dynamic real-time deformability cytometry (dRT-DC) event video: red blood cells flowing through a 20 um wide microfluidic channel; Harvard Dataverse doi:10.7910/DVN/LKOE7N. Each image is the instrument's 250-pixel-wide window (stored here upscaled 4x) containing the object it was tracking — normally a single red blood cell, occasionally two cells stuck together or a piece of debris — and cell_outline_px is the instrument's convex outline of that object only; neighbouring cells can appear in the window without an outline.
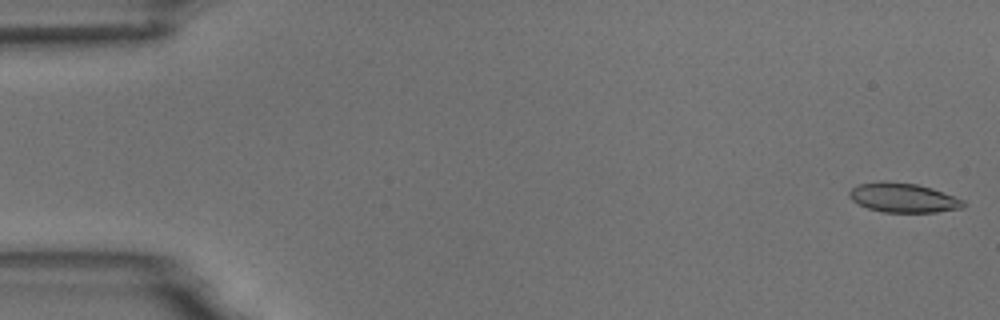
{"species": "common noctule bat (a hibernating species)", "species_latin": "Nyctalus noctula", "temperature_condition": "room temperature", "stored_images_in_passage": 54, "camera_frame_rate_fps": 3000, "um_per_image_px": 0.085, "animal": {"sex": "male", "body_mass_g": 18.8}, "frame": {"image": 1, "passage_image": 1, "time_ms": 0.0, "image_size_px": [1000, 320], "cell_outline_px": [[968, 204], [964, 208], [936, 212], [884, 212], [868, 208], [852, 200], [848, 196], [848, 192], [852, 188], [860, 184], [916, 184], [932, 188], [964, 200]], "centroid_in_image_um": [76.86, 16.86], "position_along_channel_um": 8.1, "area_um2": 18.79}}
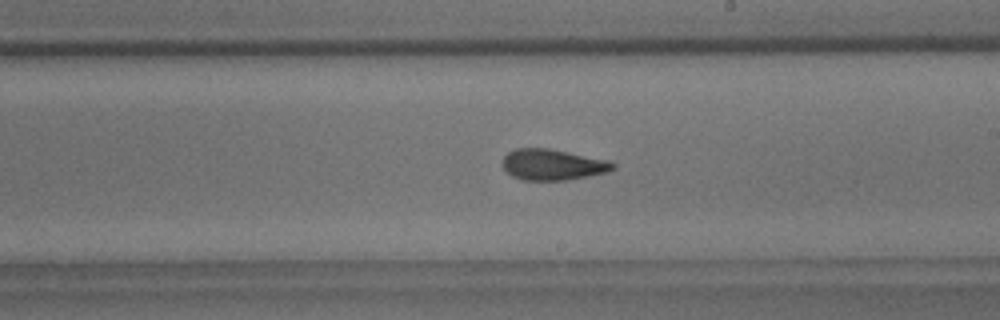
{"frame": {"image": 2, "passage_image": 31, "time_ms": 10.0, "image_size_px": [1000, 320], "cell_outline_px": [[616, 168], [608, 172], [588, 176], [564, 180], [520, 180], [512, 176], [504, 168], [504, 156], [508, 152], [516, 148], [548, 148], [608, 160], [616, 164]], "centroid_in_image_um": [46.99, 13.99], "position_along_channel_um": 242.0, "area_um2": 19.83}}
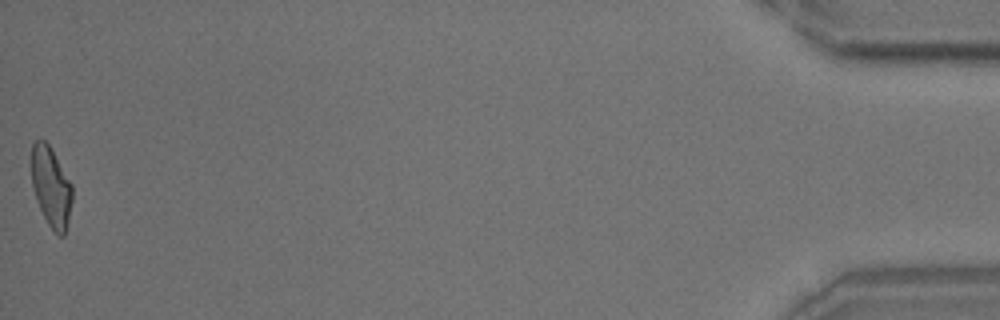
{"frame": {"image": 3, "passage_image": 54, "time_ms": 17.667, "image_size_px": [1000, 320], "cell_outline_px": [[72, 200], [68, 220], [64, 236], [60, 236], [48, 224], [36, 200], [32, 184], [28, 160], [32, 144], [36, 140], [44, 140], [48, 144], [72, 184]], "centroid_in_image_um": [4.29, 15.82], "position_along_channel_um": 430.9, "area_um2": 19.19}, "authors_computed_cell_mechanics": {"area_um2": 19.9121, "velocity_mm_per_s": 3.7285, "shape_relaxation_time_tau1_ms": 3.9164, "shape_relaxation_time_tau2_ms": 2.5644, "deformation_change_tau1": 0.1524, "deformation_change_tau2": 0.1071}}